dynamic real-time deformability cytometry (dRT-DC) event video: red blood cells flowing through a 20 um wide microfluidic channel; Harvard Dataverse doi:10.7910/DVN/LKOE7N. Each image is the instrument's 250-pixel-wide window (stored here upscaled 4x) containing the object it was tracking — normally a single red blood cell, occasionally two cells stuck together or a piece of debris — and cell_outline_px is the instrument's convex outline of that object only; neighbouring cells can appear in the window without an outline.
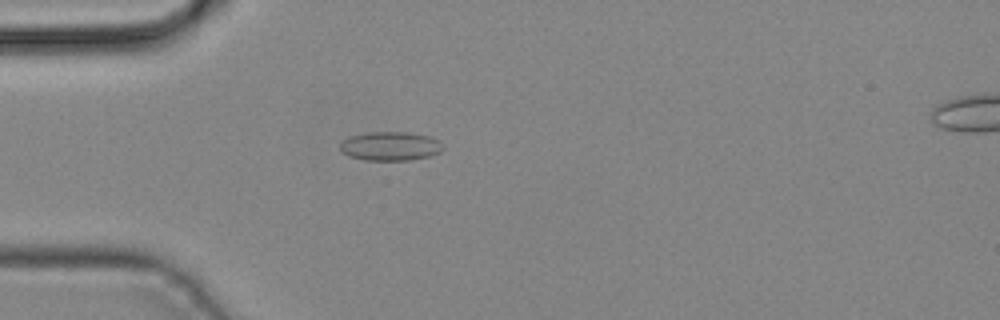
{"species": "common noctule bat (a hibernating species)", "species_latin": "Nyctalus noctula", "temperature_condition": "cold", "stored_images_in_passage": 32, "camera_frame_rate_fps": 3000, "um_per_image_px": 0.085, "animal": {"sex": "male", "body_mass_g": 19.2, "forearm_length_mm": 51.8}, "frame": {"image": 1, "passage_image": 1, "time_ms": 0.0, "image_size_px": [1000, 320], "cell_outline_px": [[444, 148], [440, 152], [428, 156], [408, 160], [364, 160], [348, 156], [340, 152], [340, 144], [348, 136], [368, 132], [408, 132], [428, 136], [440, 140]], "centroid_in_image_um": [33.15, 12.42], "position_along_channel_um": 51.8, "area_um2": 17.46}}
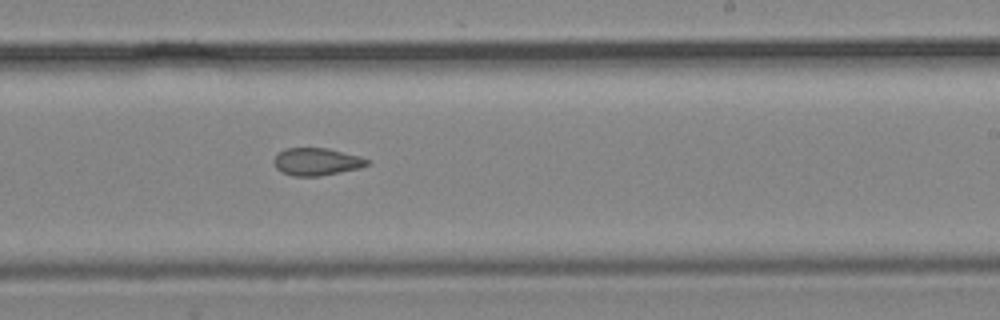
{"frame": {"image": 2, "passage_image": 15, "time_ms": 4.667, "image_size_px": [1000, 320], "cell_outline_px": [[368, 164], [360, 168], [320, 176], [292, 176], [280, 172], [272, 164], [272, 160], [276, 152], [284, 148], [328, 148], [360, 156], [368, 160]], "centroid_in_image_um": [26.83, 13.74], "position_along_channel_um": 262.2, "area_um2": 15.2}}
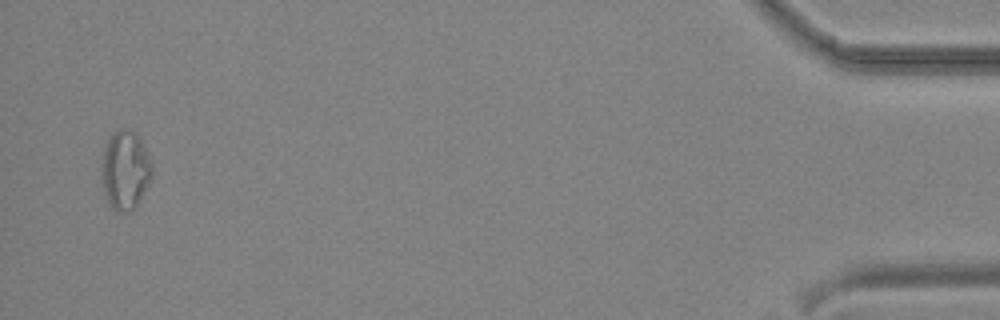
{"frame": {"image": 3, "passage_image": 31, "time_ms": 10.0, "image_size_px": [1000, 320], "cell_outline_px": [[152, 176], [136, 208], [132, 212], [116, 212], [112, 208], [104, 192], [100, 168], [104, 152], [108, 140], [112, 132], [116, 128], [132, 128], [136, 132], [152, 164]], "centroid_in_image_um": [10.64, 14.46], "position_along_channel_um": 424.6, "area_um2": 23.41}}